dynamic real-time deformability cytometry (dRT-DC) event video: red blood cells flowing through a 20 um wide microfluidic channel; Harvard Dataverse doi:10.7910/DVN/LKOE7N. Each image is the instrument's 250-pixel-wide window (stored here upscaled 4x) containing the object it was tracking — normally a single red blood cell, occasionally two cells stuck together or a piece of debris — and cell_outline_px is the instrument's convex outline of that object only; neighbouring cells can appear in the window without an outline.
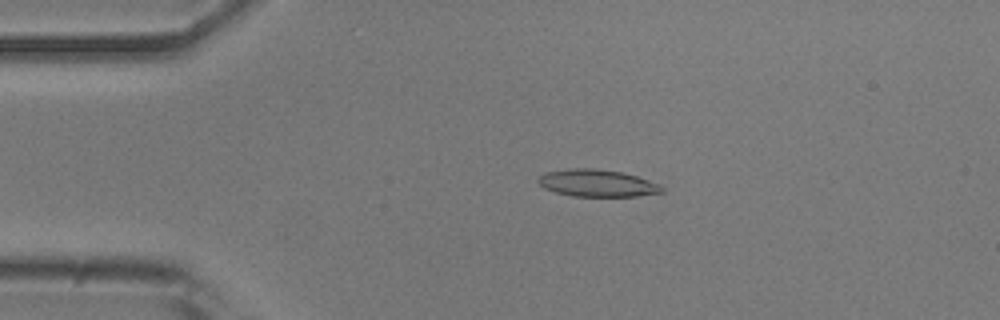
{"species": "common noctule bat (a hibernating species)", "species_latin": "Nyctalus noctula", "temperature_condition": "room temperature", "stored_images_in_passage": 52, "camera_frame_rate_fps": 3000, "um_per_image_px": 0.085, "animal": {"sex": "male", "body_mass_g": 20.5, "forearm_length_mm": 52.5}, "frame": {"image": 1, "passage_image": 11, "time_ms": 3.333, "image_size_px": [1000, 320], "cell_outline_px": [[664, 192], [636, 196], [572, 196], [556, 192], [544, 188], [536, 180], [544, 172], [568, 168], [596, 168], [624, 172], [660, 184], [664, 188]], "centroid_in_image_um": [50.75, 15.55], "position_along_channel_um": 34.2, "area_um2": 19.71}}
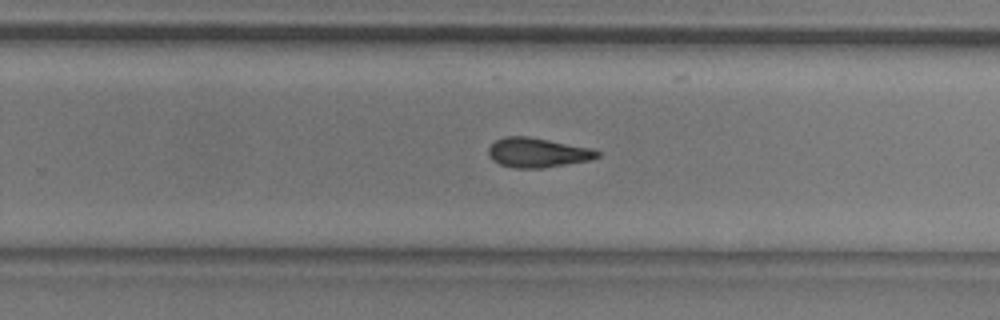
{"frame": {"image": 2, "passage_image": 33, "time_ms": 10.667, "image_size_px": [1000, 320], "cell_outline_px": [[600, 156], [588, 160], [544, 168], [512, 168], [500, 164], [492, 160], [488, 152], [488, 148], [496, 140], [504, 136], [528, 136], [592, 148], [600, 152]], "centroid_in_image_um": [45.67, 12.97], "position_along_channel_um": 284.1, "area_um2": 18.73}}
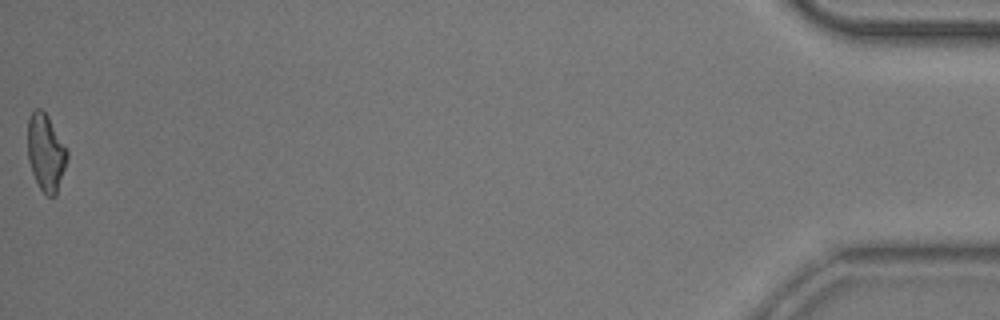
{"frame": {"image": 3, "passage_image": 52, "time_ms": 17.0, "image_size_px": [1000, 320], "cell_outline_px": [[68, 156], [56, 196], [48, 196], [40, 188], [32, 172], [28, 160], [28, 120], [32, 112], [36, 108], [40, 108], [48, 116], [68, 152]], "centroid_in_image_um": [3.89, 12.97], "position_along_channel_um": 431.3, "area_um2": 17.4}, "authors_computed_cell_mechanics": {"area_um2": 19.0162, "velocity_mm_per_s": 3.9003, "shape_relaxation_time_tau1_ms": 6.5378, "shape_relaxation_time_tau2_ms": 8.9089, "deformation_change_tau1": 0.1855, "deformation_change_tau2": 0.2}}